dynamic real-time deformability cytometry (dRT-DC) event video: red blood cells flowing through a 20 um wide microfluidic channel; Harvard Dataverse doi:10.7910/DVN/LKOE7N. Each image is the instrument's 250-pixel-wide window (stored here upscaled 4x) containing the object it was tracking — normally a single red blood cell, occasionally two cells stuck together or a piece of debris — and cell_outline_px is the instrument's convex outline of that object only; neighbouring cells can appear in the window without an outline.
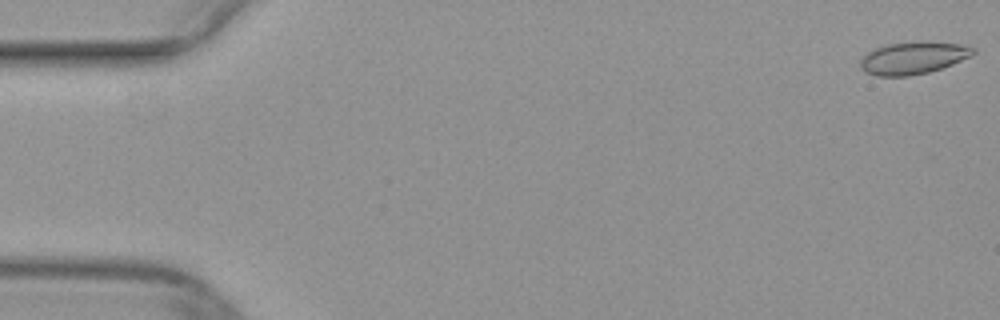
{"species": "common noctule bat (a hibernating species)", "species_latin": "Nyctalus noctula", "temperature_condition": "warm", "stored_images_in_passage": 51, "camera_frame_rate_fps": 3000, "um_per_image_px": 0.085, "animal": {"sex": "female", "body_mass_g": 29.2, "forearm_length_mm": 56.3}, "frame": {"image": 1, "passage_image": 1, "time_ms": 0.0, "image_size_px": [1000, 320], "cell_outline_px": [[976, 52], [972, 56], [952, 64], [928, 72], [908, 76], [876, 76], [864, 72], [860, 68], [860, 60], [868, 52], [876, 48], [888, 44], [920, 40], [928, 40], [968, 44], [976, 48]], "centroid_in_image_um": [77.68, 4.89], "position_along_channel_um": 7.3, "area_um2": 21.79}}
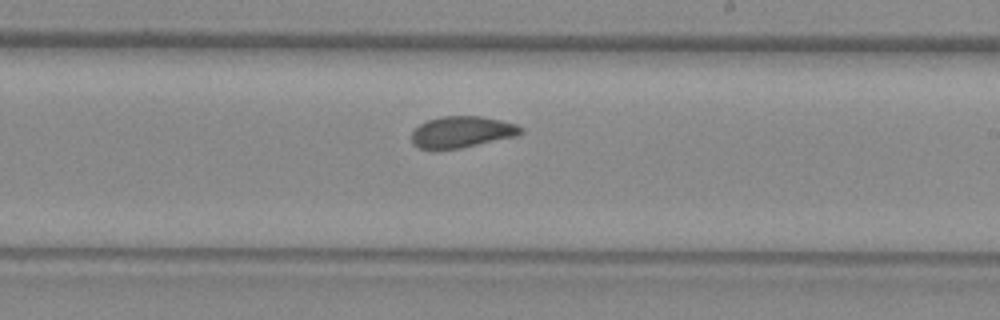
{"frame": {"image": 2, "passage_image": 30, "time_ms": 9.667, "image_size_px": [1000, 320], "cell_outline_px": [[524, 132], [516, 136], [460, 148], [432, 152], [416, 148], [412, 144], [412, 132], [420, 124], [428, 120], [440, 116], [480, 116], [500, 120], [516, 124], [524, 128]], "centroid_in_image_um": [39.2, 11.25], "position_along_channel_um": 249.8, "area_um2": 20.46}}
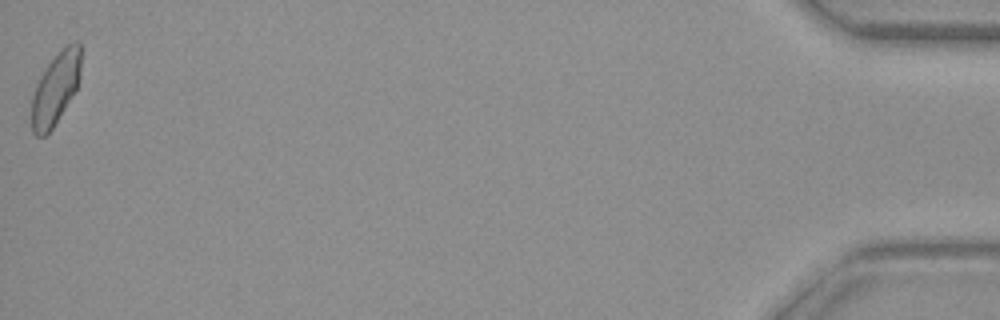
{"frame": {"image": 3, "passage_image": 51, "time_ms": 16.667, "image_size_px": [1000, 320], "cell_outline_px": [[80, 72], [76, 88], [52, 128], [44, 136], [36, 136], [32, 132], [32, 96], [36, 84], [40, 76], [52, 56], [68, 44], [80, 44]], "centroid_in_image_um": [4.69, 7.52], "position_along_channel_um": 430.5, "area_um2": 20.17}}